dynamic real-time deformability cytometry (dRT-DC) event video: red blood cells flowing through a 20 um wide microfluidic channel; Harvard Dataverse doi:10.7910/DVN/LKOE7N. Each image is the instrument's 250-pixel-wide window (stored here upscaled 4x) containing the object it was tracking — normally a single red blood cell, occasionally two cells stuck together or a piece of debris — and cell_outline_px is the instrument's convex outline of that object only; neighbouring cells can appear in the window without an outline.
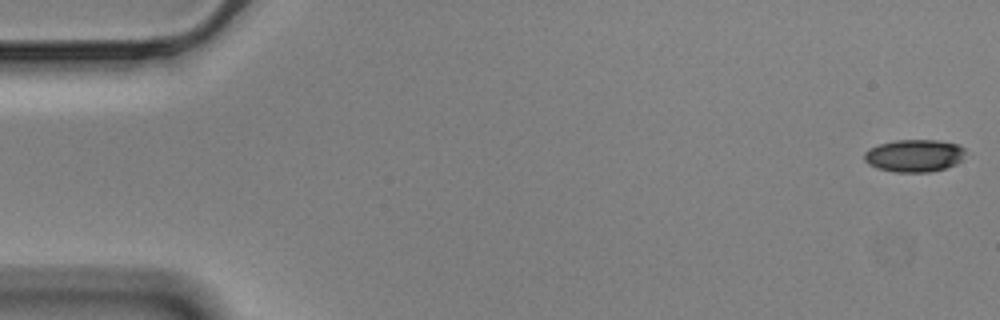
{"species": "Egyptian fruit bat (a non-hibernating species)", "species_latin": "Rousettus aegyptiacus", "temperature_condition": "cold", "stored_images_in_passage": 57, "camera_frame_rate_fps": 3000, "um_per_image_px": 0.085, "animal": {"sex": "male"}, "frame": {"image": 1, "passage_image": 1, "time_ms": 0.0, "image_size_px": [1000, 320], "cell_outline_px": [[964, 152], [960, 160], [956, 164], [932, 172], [896, 172], [876, 168], [868, 164], [864, 160], [864, 152], [868, 148], [880, 144], [896, 140], [936, 140], [960, 144], [964, 148]], "centroid_in_image_um": [77.69, 13.23], "position_along_channel_um": 7.3, "area_um2": 19.19}}
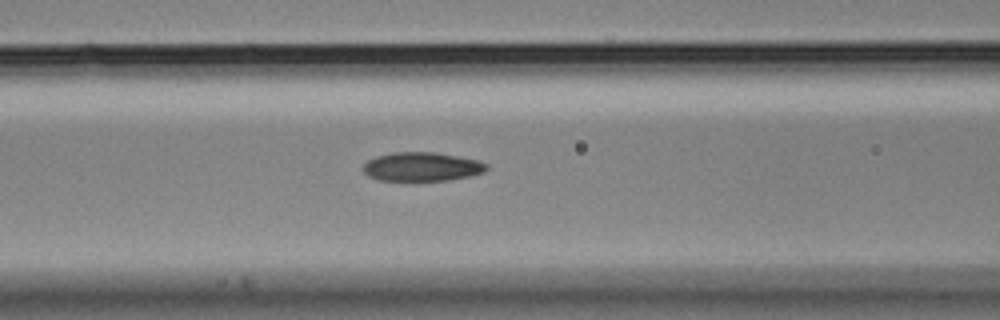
{"frame": {"image": 2, "passage_image": 23, "time_ms": 7.333, "image_size_px": [1000, 320], "cell_outline_px": [[488, 168], [484, 172], [468, 176], [448, 180], [380, 180], [368, 176], [364, 172], [364, 164], [368, 160], [376, 156], [392, 152], [436, 152], [476, 160], [488, 164]], "centroid_in_image_um": [35.85, 14.16], "position_along_channel_um": 130.8, "area_um2": 20.58}}
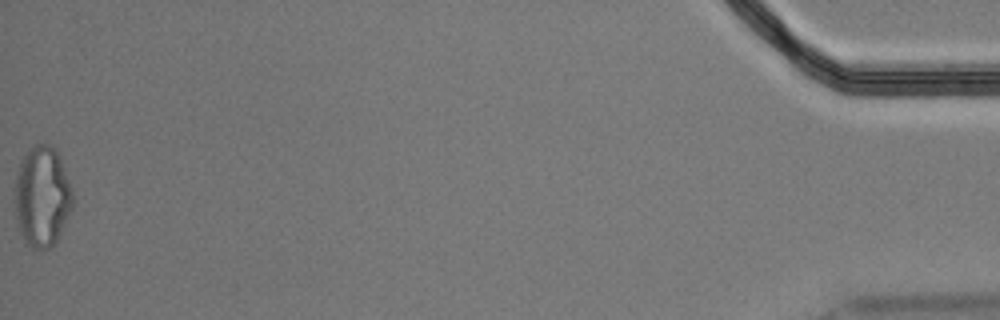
{"frame": {"image": 3, "passage_image": 57, "time_ms": 18.667, "image_size_px": [1000, 320], "cell_outline_px": [[72, 208], [56, 240], [44, 252], [32, 248], [24, 240], [20, 232], [16, 216], [16, 176], [20, 160], [36, 144], [48, 144], [56, 148], [64, 168], [72, 192]], "centroid_in_image_um": [3.58, 16.71], "position_along_channel_um": 431.6, "area_um2": 33.41}, "authors_computed_cell_mechanics": {"area_um2": 21.097, "velocity_mm_per_s": 3.5317, "shape_relaxation_time_tau1_ms": 7.0427, "shape_relaxation_time_tau2_ms": 2.5801, "deformation_change_tau1": 0.1544, "deformation_change_tau2": 0.088}}